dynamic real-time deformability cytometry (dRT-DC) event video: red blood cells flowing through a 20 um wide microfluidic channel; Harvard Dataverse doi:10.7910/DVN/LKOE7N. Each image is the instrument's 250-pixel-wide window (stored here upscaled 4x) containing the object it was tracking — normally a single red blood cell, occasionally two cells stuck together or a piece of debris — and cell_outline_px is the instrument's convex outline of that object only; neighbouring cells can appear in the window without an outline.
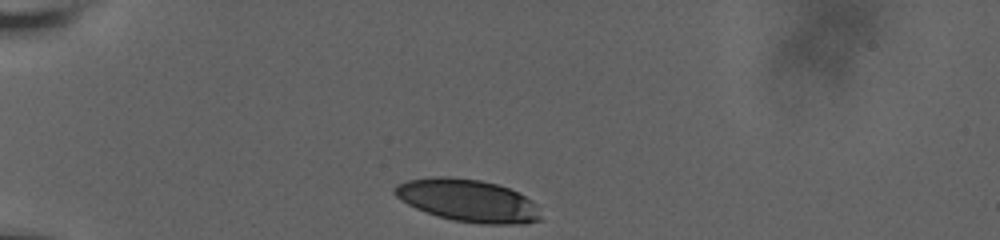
{"species": "human", "species_latin": "Homo sapiens", "temperature_condition": "room temperature", "stored_images_in_passage": 5, "camera_frame_rate_fps": 3000, "um_per_image_px": 0.085, "donor": {"sex": "male"}, "frame": {"image": 1, "passage_image": 1, "time_ms": 0.0, "image_size_px": [1000, 240], "cell_outline_px": [[540, 220], [524, 224], [480, 224], [452, 220], [416, 208], [400, 200], [392, 192], [396, 184], [408, 180], [432, 176], [448, 176], [480, 180], [496, 184], [508, 188], [532, 200], [540, 216]], "centroid_in_image_um": [39.73, 17.04], "position_along_channel_um": 45.3, "area_um2": 35.95}}
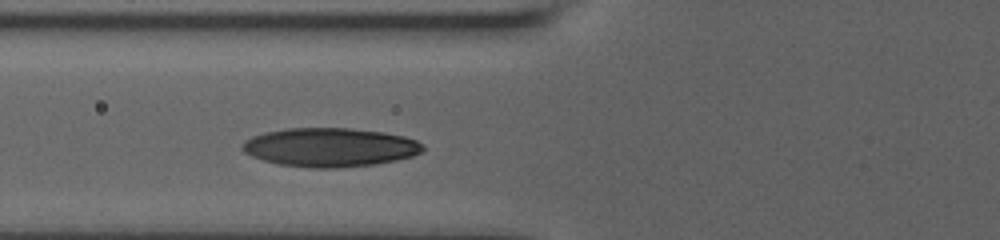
{"frame": {"image": 2, "passage_image": 5, "time_ms": 2.667, "image_size_px": [1000, 240], "cell_outline_px": [[424, 148], [420, 152], [412, 156], [396, 160], [376, 164], [336, 168], [312, 168], [276, 164], [252, 156], [244, 152], [240, 148], [240, 144], [244, 140], [252, 136], [264, 132], [288, 128], [348, 128], [384, 132], [404, 136], [416, 140], [424, 144]], "centroid_in_image_um": [28.01, 12.52], "position_along_channel_um": 97.8, "area_um2": 41.1}}